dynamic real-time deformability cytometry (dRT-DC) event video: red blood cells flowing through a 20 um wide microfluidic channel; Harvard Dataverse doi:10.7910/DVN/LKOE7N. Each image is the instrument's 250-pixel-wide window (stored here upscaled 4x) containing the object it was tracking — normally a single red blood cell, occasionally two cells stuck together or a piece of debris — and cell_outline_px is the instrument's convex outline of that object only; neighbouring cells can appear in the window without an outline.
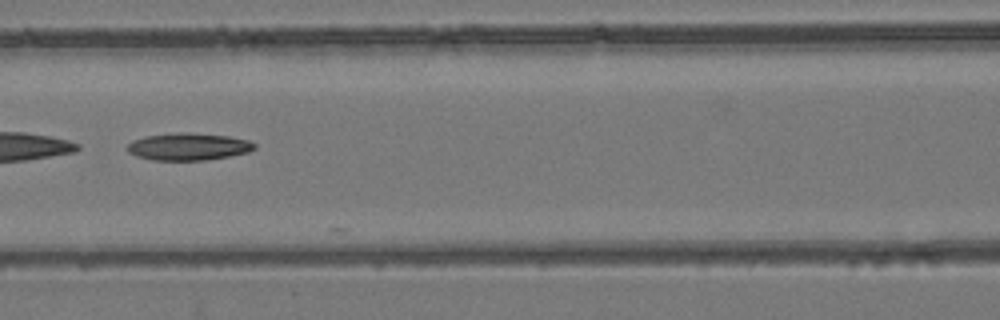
{"species": "common noctule bat (a hibernating species)", "species_latin": "Nyctalus noctula", "temperature_condition": "room temperature", "stored_images_in_passage": 7, "camera_frame_rate_fps": 3000, "um_per_image_px": 0.085, "animal": {"sex": "female", "body_mass_g": 24.6, "forearm_length_mm": 56.2}, "frame": {"image": 1, "passage_image": 7, "time_ms": 6.667, "image_size_px": [1000, 320], "cell_outline_px": [[256, 148], [248, 152], [228, 156], [204, 160], [152, 160], [136, 156], [128, 152], [124, 148], [132, 140], [144, 136], [176, 132], [184, 132], [228, 136], [248, 140], [256, 144]], "centroid_in_image_um": [15.96, 12.46], "position_along_channel_um": 150.6, "area_um2": 20.29}}